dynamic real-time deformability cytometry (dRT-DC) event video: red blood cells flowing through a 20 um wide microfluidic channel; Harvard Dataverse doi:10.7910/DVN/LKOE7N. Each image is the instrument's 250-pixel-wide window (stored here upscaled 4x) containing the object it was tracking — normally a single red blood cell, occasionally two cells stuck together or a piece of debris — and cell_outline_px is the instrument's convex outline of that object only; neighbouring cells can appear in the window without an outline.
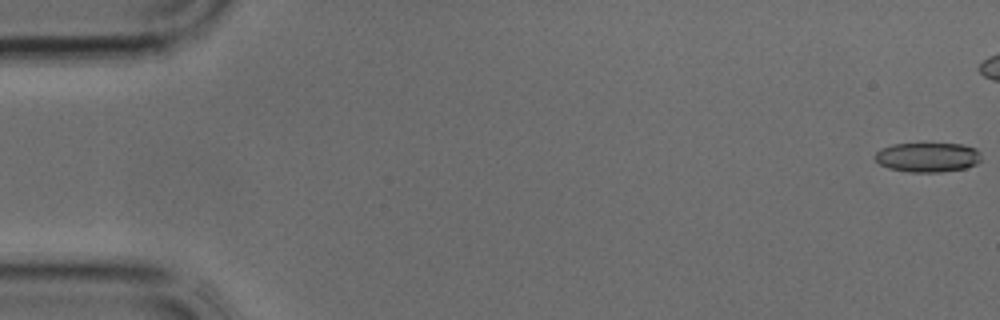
{"species": "common noctule bat (a hibernating species)", "species_latin": "Nyctalus noctula", "temperature_condition": "cold", "stored_images_in_passage": 11, "camera_frame_rate_fps": 3000, "um_per_image_px": 0.085, "animal": {"sex": "male", "body_mass_g": 17.9, "forearm_length_mm": 54.2}, "frame": {"image": 1, "passage_image": 1, "time_ms": 0.0, "image_size_px": [1000, 320], "cell_outline_px": [[980, 160], [976, 164], [964, 168], [940, 172], [908, 172], [888, 168], [880, 164], [876, 160], [876, 152], [880, 148], [892, 144], [964, 144], [976, 148], [980, 152]], "centroid_in_image_um": [78.85, 13.36], "position_along_channel_um": 6.2, "area_um2": 18.26}}